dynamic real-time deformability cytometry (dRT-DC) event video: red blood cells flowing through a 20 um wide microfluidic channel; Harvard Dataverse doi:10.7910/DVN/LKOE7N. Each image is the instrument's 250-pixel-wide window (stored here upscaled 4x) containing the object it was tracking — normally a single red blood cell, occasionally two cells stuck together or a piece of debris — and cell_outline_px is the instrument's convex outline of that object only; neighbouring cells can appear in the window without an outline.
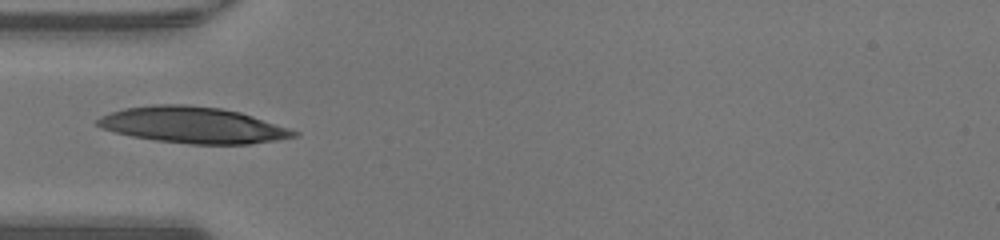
{"species": "human", "species_latin": "Homo sapiens", "temperature_condition": "warm", "stored_images_in_passage": 23, "camera_frame_rate_fps": 3000, "um_per_image_px": 0.085, "donor": {"sex": "male"}, "frame": {"image": 1, "passage_image": 1, "time_ms": 0.0, "image_size_px": [1000, 240], "cell_outline_px": [[300, 136], [276, 140], [248, 144], [192, 144], [156, 140], [132, 136], [116, 132], [104, 128], [96, 124], [96, 120], [100, 116], [124, 108], [152, 104], [184, 104], [220, 108], [240, 112], [300, 132]], "centroid_in_image_um": [16.41, 10.62], "position_along_channel_um": 68.6, "area_um2": 41.15}}
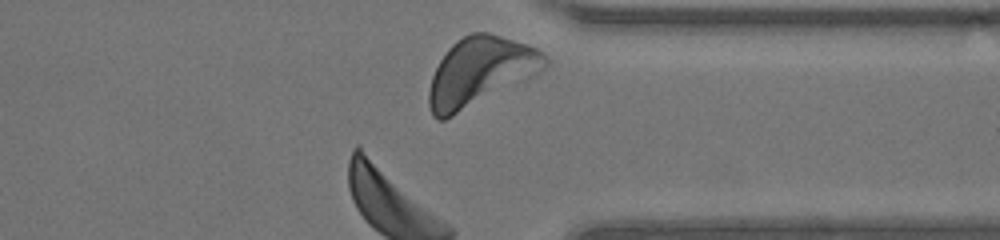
{"frame": {"image": 2, "passage_image": 23, "time_ms": 7.333, "image_size_px": [1000, 240], "cell_outline_px": [[548, 64], [544, 68], [452, 116], [444, 120], [436, 120], [432, 116], [428, 104], [428, 92], [432, 76], [440, 60], [448, 48], [456, 40], [472, 32], [488, 32], [528, 44], [544, 52], [548, 60]], "centroid_in_image_um": [40.76, 6.06], "position_along_channel_um": 370.6, "area_um2": 45.37}}